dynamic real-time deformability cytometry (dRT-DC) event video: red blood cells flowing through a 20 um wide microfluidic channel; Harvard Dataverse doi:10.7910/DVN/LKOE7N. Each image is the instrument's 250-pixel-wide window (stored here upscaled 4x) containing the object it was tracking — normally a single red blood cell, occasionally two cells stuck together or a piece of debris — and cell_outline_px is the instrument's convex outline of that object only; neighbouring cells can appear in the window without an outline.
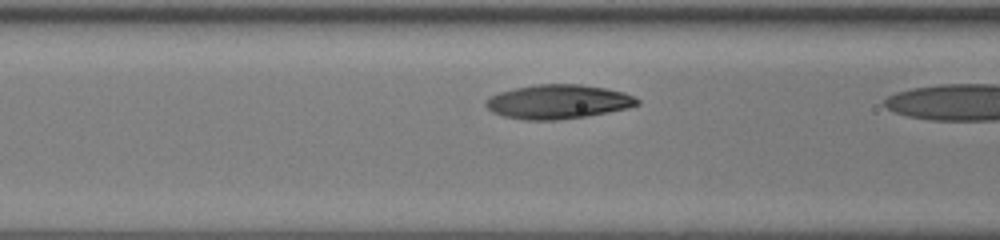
{"species": "human", "species_latin": "Homo sapiens", "temperature_condition": "room temperature", "stored_images_in_passage": 9, "camera_frame_rate_fps": 3000, "um_per_image_px": 0.085, "donor": {"sex": "female"}, "frame": {"image": 1, "passage_image": 8, "time_ms": 2.333, "image_size_px": [1000, 240], "cell_outline_px": [[640, 104], [628, 108], [608, 112], [584, 116], [556, 120], [524, 120], [504, 116], [492, 112], [484, 104], [484, 100], [500, 92], [516, 88], [536, 84], [580, 84], [604, 88], [624, 92], [640, 100]], "centroid_in_image_um": [47.43, 8.65], "position_along_channel_um": 119.2, "area_um2": 30.0}}